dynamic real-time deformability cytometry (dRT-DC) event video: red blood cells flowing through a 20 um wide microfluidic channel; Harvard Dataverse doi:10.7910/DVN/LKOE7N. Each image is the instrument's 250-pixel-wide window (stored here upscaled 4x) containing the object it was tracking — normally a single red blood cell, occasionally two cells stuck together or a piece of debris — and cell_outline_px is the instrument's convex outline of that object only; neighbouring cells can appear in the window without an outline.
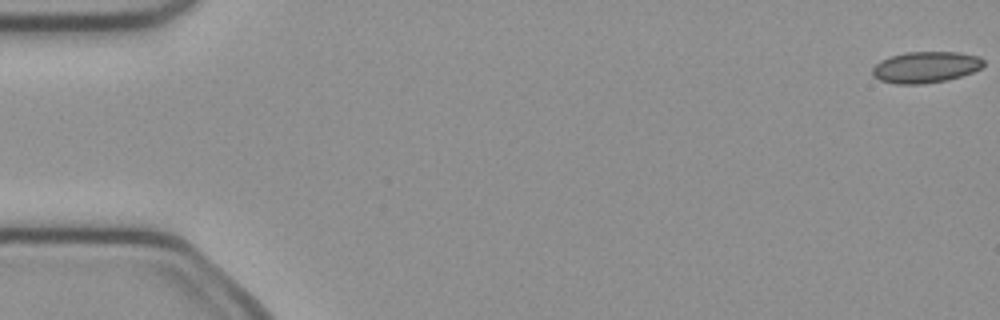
{"species": "common noctule bat (a hibernating species)", "species_latin": "Nyctalus noctula", "temperature_condition": "cold", "stored_images_in_passage": 51, "camera_frame_rate_fps": 3000, "um_per_image_px": 0.085, "animal": {"sex": "female", "body_mass_g": 21.9}, "frame": {"image": 1, "passage_image": 1, "time_ms": 0.0, "image_size_px": [1000, 320], "cell_outline_px": [[984, 64], [980, 68], [972, 72], [948, 80], [924, 84], [896, 84], [880, 80], [872, 76], [872, 68], [880, 60], [904, 52], [960, 52], [980, 56], [984, 60]], "centroid_in_image_um": [78.68, 5.71], "position_along_channel_um": 6.3, "area_um2": 20.4}}
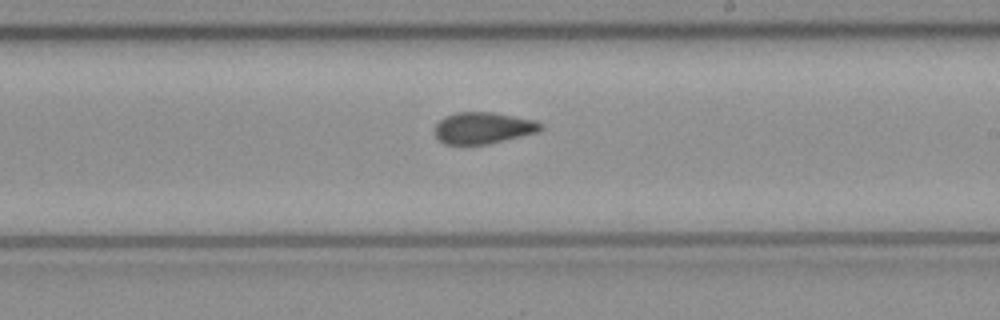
{"frame": {"image": 2, "passage_image": 30, "time_ms": 9.667, "image_size_px": [1000, 320], "cell_outline_px": [[544, 128], [540, 132], [488, 144], [444, 144], [436, 136], [436, 124], [444, 116], [456, 112], [492, 112], [536, 120], [544, 124]], "centroid_in_image_um": [41.12, 10.87], "position_along_channel_um": 247.9, "area_um2": 19.59}}
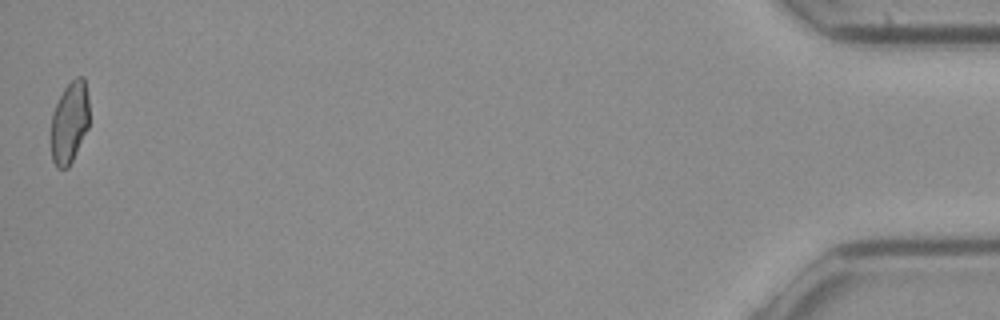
{"frame": {"image": 3, "passage_image": 51, "time_ms": 16.667, "image_size_px": [1000, 320], "cell_outline_px": [[88, 128], [68, 168], [56, 168], [52, 160], [52, 112], [64, 88], [76, 76], [84, 76], [88, 96]], "centroid_in_image_um": [5.91, 10.38], "position_along_channel_um": 429.3, "area_um2": 18.03}, "authors_computed_cell_mechanics": {"area_um2": 19.8254, "velocity_mm_per_s": 4.0351, "shape_relaxation_time_tau1_ms": null, "shape_relaxation_time_tau2_ms": 1.8832, "deformation_change_tau1": null, "deformation_change_tau2": 0.0868}}